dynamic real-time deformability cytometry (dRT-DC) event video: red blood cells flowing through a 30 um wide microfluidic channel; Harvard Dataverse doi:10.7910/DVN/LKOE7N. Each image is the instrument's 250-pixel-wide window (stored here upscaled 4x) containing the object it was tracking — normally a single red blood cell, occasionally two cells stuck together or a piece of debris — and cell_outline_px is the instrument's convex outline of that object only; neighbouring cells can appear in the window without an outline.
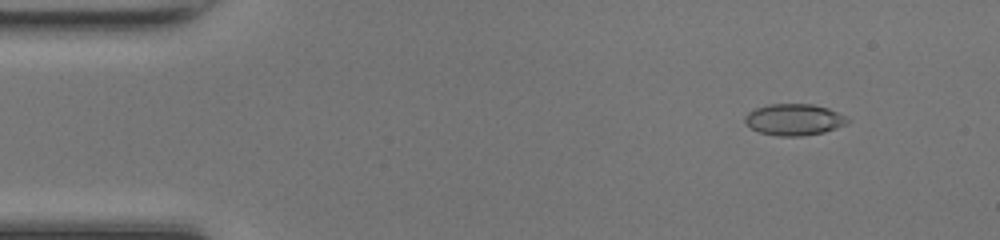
{"species": "common noctule bat (a hibernating species)", "species_latin": "Nyctalus noctula", "temperature_condition": "room temperature", "stored_images_in_passage": 46, "camera_frame_rate_fps": 3000, "um_per_image_px": 0.085, "animal": {"sex": "female", "body_mass_g": 17.0, "forearm_length_mm": 48.0}, "frame": {"image": 1, "passage_image": 3, "time_ms": 0.667, "image_size_px": [1000, 240], "cell_outline_px": [[848, 124], [824, 132], [800, 136], [780, 136], [760, 132], [752, 128], [744, 120], [744, 116], [748, 112], [756, 108], [768, 104], [812, 104], [828, 108], [844, 116], [848, 120]], "centroid_in_image_um": [67.49, 10.16], "position_along_channel_um": 17.5, "area_um2": 18.61}}
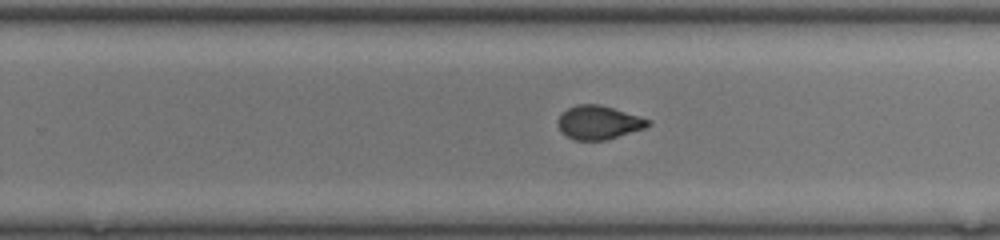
{"frame": {"image": 2, "passage_image": 28, "time_ms": 9.0, "image_size_px": [1000, 240], "cell_outline_px": [[652, 124], [644, 128], [608, 140], [576, 140], [560, 132], [556, 124], [556, 120], [560, 112], [576, 104], [600, 104], [640, 116], [652, 120]], "centroid_in_image_um": [50.86, 10.4], "position_along_channel_um": 278.9, "area_um2": 18.03}}
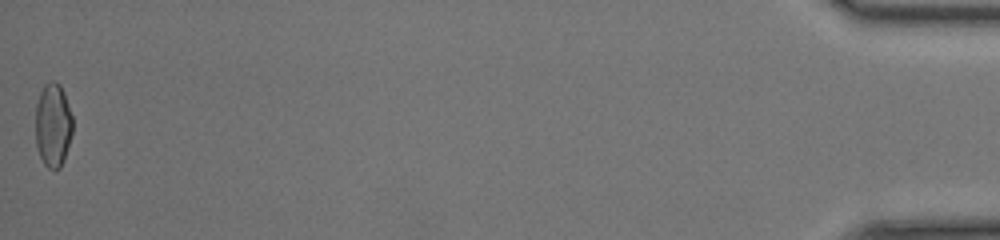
{"frame": {"image": 3, "passage_image": 46, "time_ms": 15.0, "image_size_px": [1000, 240], "cell_outline_px": [[72, 132], [64, 160], [60, 168], [48, 168], [44, 164], [36, 148], [36, 104], [40, 92], [44, 84], [52, 80], [56, 80], [60, 84], [64, 92], [72, 116]], "centroid_in_image_um": [4.5, 10.6], "position_along_channel_um": 430.7, "area_um2": 18.21}, "authors_computed_cell_mechanics": {"area_um2": 18.207, "velocity_mm_per_s": 4.3078, "shape_relaxation_time_tau1_ms": 10.9099, "shape_relaxation_time_tau2_ms": 0.9189, "deformation_change_tau1": 0.2536, "deformation_change_tau2": 0.05}}